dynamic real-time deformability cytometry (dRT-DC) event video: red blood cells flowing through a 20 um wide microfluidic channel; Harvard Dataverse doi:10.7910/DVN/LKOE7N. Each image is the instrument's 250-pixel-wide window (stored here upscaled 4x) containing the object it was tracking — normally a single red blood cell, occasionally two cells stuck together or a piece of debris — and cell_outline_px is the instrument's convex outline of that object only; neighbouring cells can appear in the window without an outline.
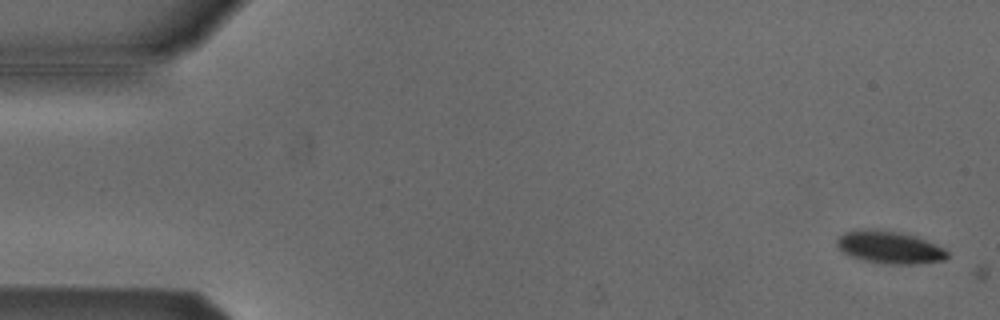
{"species": "Egyptian fruit bat (a non-hibernating species)", "species_latin": "Rousettus aegyptiacus", "temperature_condition": "cold", "stored_images_in_passage": 3, "camera_frame_rate_fps": 3000, "um_per_image_px": 0.085, "animal": {"sex": "male"}, "frame": {"image": 1, "passage_image": 2, "time_ms": 0.333, "image_size_px": [1000, 320], "cell_outline_px": [[948, 256], [944, 260], [916, 264], [888, 264], [864, 260], [852, 256], [844, 252], [836, 244], [836, 240], [844, 232], [900, 232], [916, 236], [944, 248], [948, 252]], "centroid_in_image_um": [75.69, 21.07], "position_along_channel_um": 9.3, "area_um2": 19.94}}